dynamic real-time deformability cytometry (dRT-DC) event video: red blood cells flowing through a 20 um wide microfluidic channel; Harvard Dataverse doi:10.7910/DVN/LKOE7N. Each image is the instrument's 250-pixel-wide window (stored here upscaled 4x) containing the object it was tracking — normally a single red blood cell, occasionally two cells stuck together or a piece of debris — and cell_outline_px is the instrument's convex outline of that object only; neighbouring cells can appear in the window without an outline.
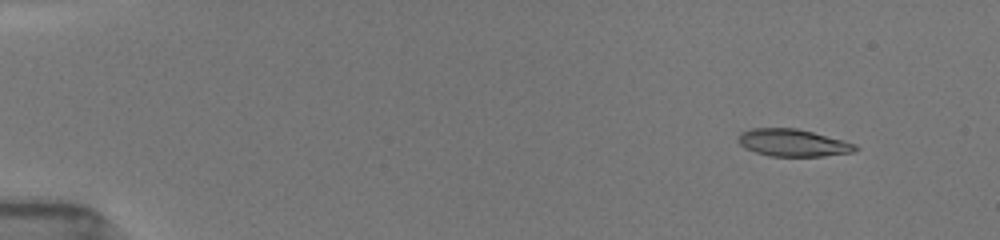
{"species": "common noctule bat (a hibernating species)", "species_latin": "Nyctalus noctula", "temperature_condition": "room temperature", "stored_images_in_passage": 37, "camera_frame_rate_fps": 3000, "um_per_image_px": 0.085, "animal": {"sex": "female", "body_mass_g": 19.5, "forearm_length_mm": 54.1}, "frame": {"image": 1, "passage_image": 3, "time_ms": 1.333, "image_size_px": [1000, 240], "cell_outline_px": [[860, 148], [852, 152], [824, 156], [768, 156], [744, 148], [736, 140], [736, 136], [740, 132], [752, 128], [796, 128], [844, 140], [856, 144]], "centroid_in_image_um": [67.36, 12.13], "position_along_channel_um": 17.6, "area_um2": 18.79}}
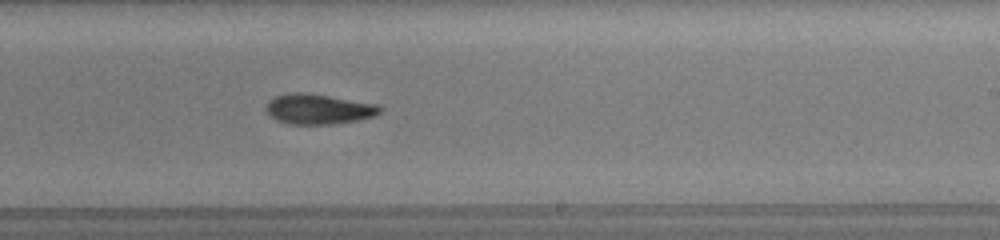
{"frame": {"image": 2, "passage_image": 23, "time_ms": 10.667, "image_size_px": [1000, 240], "cell_outline_px": [[384, 108], [376, 116], [360, 120], [332, 124], [288, 124], [276, 120], [268, 116], [264, 108], [268, 100], [276, 96], [288, 92], [304, 92], [380, 104]], "centroid_in_image_um": [27.07, 9.27], "position_along_channel_um": 261.9, "area_um2": 20.52}}
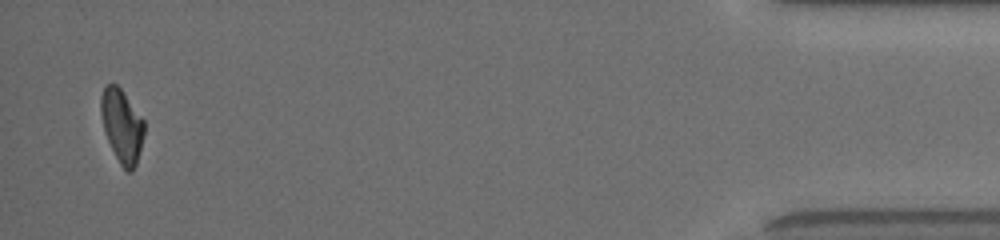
{"frame": {"image": 3, "passage_image": 37, "time_ms": 16.667, "image_size_px": [1000, 240], "cell_outline_px": [[144, 132], [136, 164], [132, 172], [128, 172], [120, 164], [104, 132], [100, 112], [100, 96], [104, 88], [108, 84], [116, 84], [120, 88], [144, 120]], "centroid_in_image_um": [10.34, 10.68], "position_along_channel_um": 424.9, "area_um2": 18.21}, "authors_computed_cell_mechanics": {"area_um2": 19.7676, "velocity_mm_per_s": 3.9556, "shape_relaxation_time_tau1_ms": 5.3456, "shape_relaxation_time_tau2_ms": 8.2451, "deformation_change_tau1": 0.1832, "deformation_change_tau2": 0.1728}}